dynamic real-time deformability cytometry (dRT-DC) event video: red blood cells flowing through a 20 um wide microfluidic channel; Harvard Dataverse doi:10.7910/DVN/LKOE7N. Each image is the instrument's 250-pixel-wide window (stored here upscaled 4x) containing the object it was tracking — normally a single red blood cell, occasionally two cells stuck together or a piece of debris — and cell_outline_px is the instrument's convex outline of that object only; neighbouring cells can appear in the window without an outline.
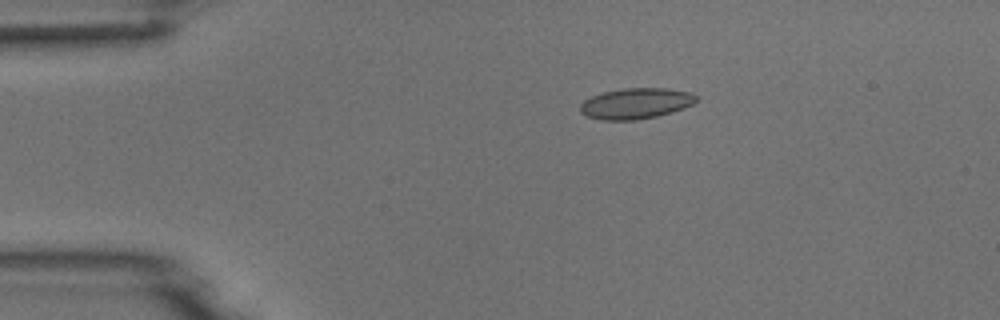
{"species": "common noctule bat (a hibernating species)", "species_latin": "Nyctalus noctula", "temperature_condition": "room temperature", "stored_images_in_passage": 5, "camera_frame_rate_fps": 3000, "um_per_image_px": 0.085, "animal": {"sex": "male", "body_mass_g": 18.8}, "frame": {"image": 1, "passage_image": 3, "time_ms": 2.333, "image_size_px": [1000, 320], "cell_outline_px": [[696, 100], [692, 104], [684, 108], [672, 112], [656, 116], [636, 120], [600, 120], [588, 116], [580, 112], [580, 104], [584, 100], [592, 96], [604, 92], [624, 88], [668, 88], [692, 92], [696, 96]], "centroid_in_image_um": [54.05, 8.79], "position_along_channel_um": 31.0, "area_um2": 20.81}}
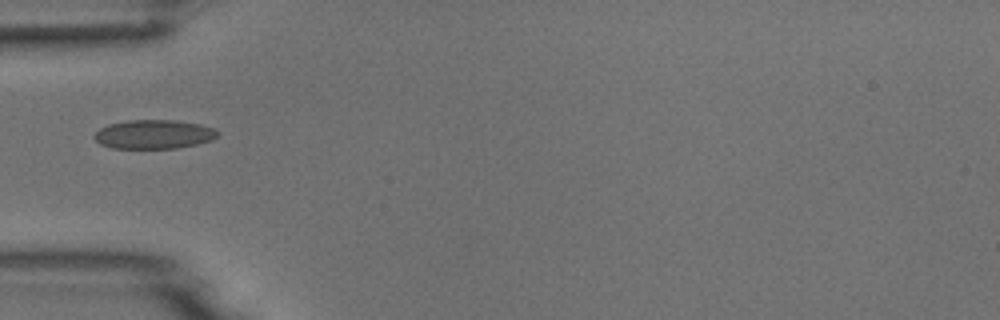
{"frame": {"image": 2, "passage_image": 5, "time_ms": 4.667, "image_size_px": [1000, 320], "cell_outline_px": [[220, 132], [212, 140], [196, 144], [176, 148], [112, 148], [100, 144], [92, 136], [100, 128], [108, 124], [128, 120], [176, 120], [200, 124], [216, 128]], "centroid_in_image_um": [13.08, 11.41], "position_along_channel_um": 71.9, "area_um2": 20.92}}